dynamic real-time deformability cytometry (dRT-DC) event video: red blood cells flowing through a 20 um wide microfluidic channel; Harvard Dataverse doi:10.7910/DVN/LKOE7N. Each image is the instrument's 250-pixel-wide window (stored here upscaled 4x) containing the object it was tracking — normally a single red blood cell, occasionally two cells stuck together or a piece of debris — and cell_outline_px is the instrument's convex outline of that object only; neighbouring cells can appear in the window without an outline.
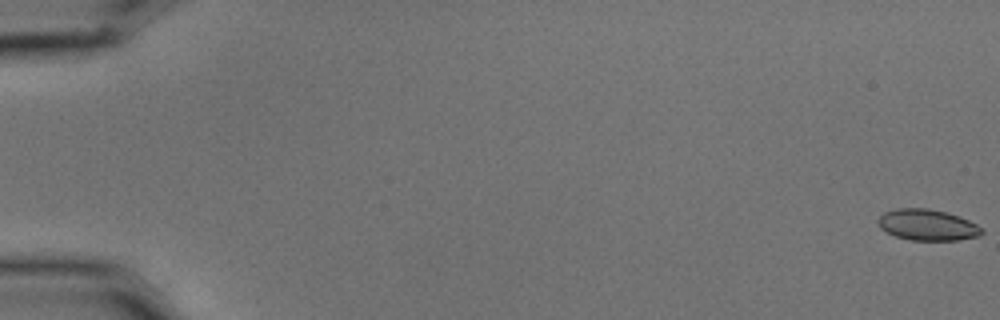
{"species": "common noctule bat (a hibernating species)", "species_latin": "Nyctalus noctula", "temperature_condition": "cold", "stored_images_in_passage": 59, "camera_frame_rate_fps": 3000, "um_per_image_px": 0.085, "animal": {"sex": "male", "body_mass_g": 15.6}, "frame": {"image": 1, "passage_image": 1, "time_ms": 0.0, "image_size_px": [1000, 320], "cell_outline_px": [[984, 232], [980, 236], [960, 240], [912, 240], [896, 236], [880, 228], [876, 220], [884, 212], [896, 208], [928, 208], [948, 212], [960, 216], [976, 224]], "centroid_in_image_um": [78.83, 19.11], "position_along_channel_um": 6.2, "area_um2": 18.9}}
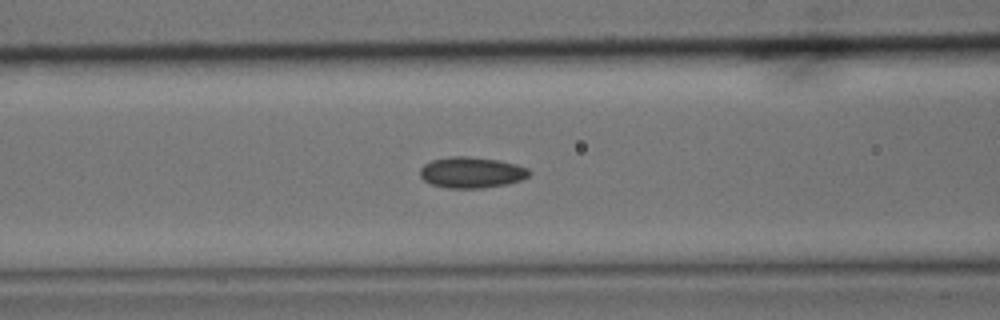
{"frame": {"image": 2, "passage_image": 25, "time_ms": 8.0, "image_size_px": [1000, 320], "cell_outline_px": [[532, 172], [528, 176], [520, 180], [508, 184], [480, 188], [448, 188], [432, 184], [424, 180], [420, 176], [420, 168], [424, 164], [432, 160], [452, 156], [468, 156], [500, 160], [516, 164], [528, 168]], "centroid_in_image_um": [40.09, 14.65], "position_along_channel_um": 126.5, "area_um2": 19.77}}
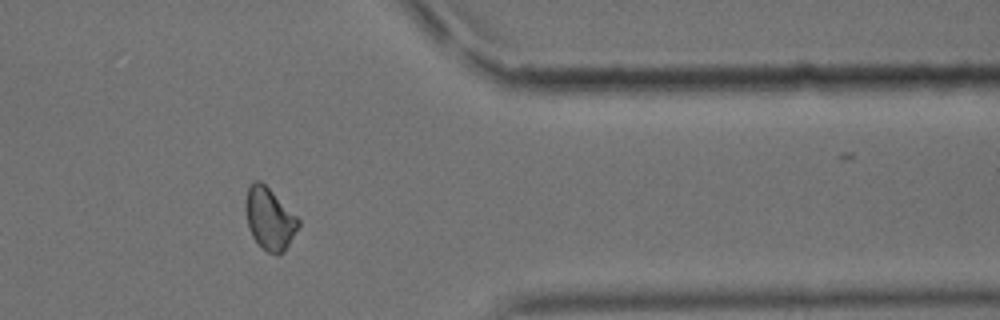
{"frame": {"image": 3, "passage_image": 48, "time_ms": 15.667, "image_size_px": [1000, 320], "cell_outline_px": [[300, 224], [284, 252], [268, 252], [252, 236], [248, 228], [244, 208], [244, 204], [248, 188], [256, 180], [260, 180], [300, 220]], "centroid_in_image_um": [22.88, 18.57], "position_along_channel_um": 388.5, "area_um2": 18.55}, "authors_computed_cell_mechanics": {"area_um2": 18.9006, "velocity_mm_per_s": 3.5777, "shape_relaxation_time_tau1_ms": 7.0867, "shape_relaxation_time_tau2_ms": 4.2473, "deformation_change_tau1": 0.1078, "deformation_change_tau2": 0.0803}}